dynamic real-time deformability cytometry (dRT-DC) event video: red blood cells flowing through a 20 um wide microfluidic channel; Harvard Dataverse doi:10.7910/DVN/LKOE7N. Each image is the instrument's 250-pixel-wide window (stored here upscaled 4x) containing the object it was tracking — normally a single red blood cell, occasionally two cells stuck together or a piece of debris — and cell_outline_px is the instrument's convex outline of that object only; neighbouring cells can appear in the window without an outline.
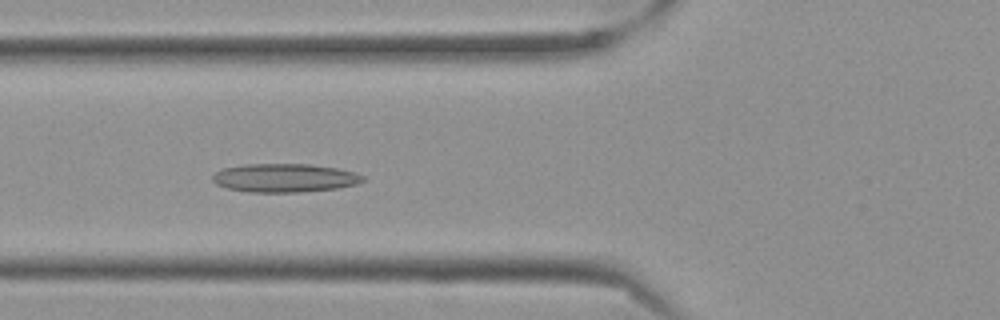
{"species": "Egyptian fruit bat (a non-hibernating species)", "species_latin": "Rousettus aegyptiacus", "temperature_condition": "cold", "stored_images_in_passage": 58, "camera_frame_rate_fps": 3000, "um_per_image_px": 0.085, "frame": {"image": 1, "passage_image": 22, "time_ms": 7.0, "image_size_px": [1000, 320], "cell_outline_px": [[364, 180], [356, 184], [336, 188], [300, 192], [248, 192], [228, 188], [216, 184], [212, 180], [212, 176], [216, 172], [224, 168], [244, 164], [308, 164], [336, 168], [356, 172], [364, 176]], "centroid_in_image_um": [24.18, 15.12], "position_along_channel_um": 101.6, "area_um2": 24.91}}
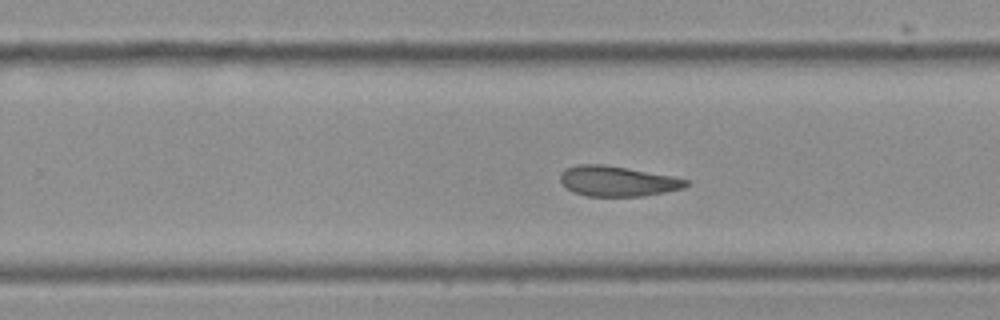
{"frame": {"image": 2, "passage_image": 37, "time_ms": 12.0, "image_size_px": [1000, 320], "cell_outline_px": [[688, 184], [684, 188], [644, 196], [588, 196], [572, 192], [560, 180], [560, 172], [564, 168], [576, 164], [600, 164], [672, 176], [688, 180]], "centroid_in_image_um": [52.44, 15.4], "position_along_channel_um": 277.4, "area_um2": 21.96}}
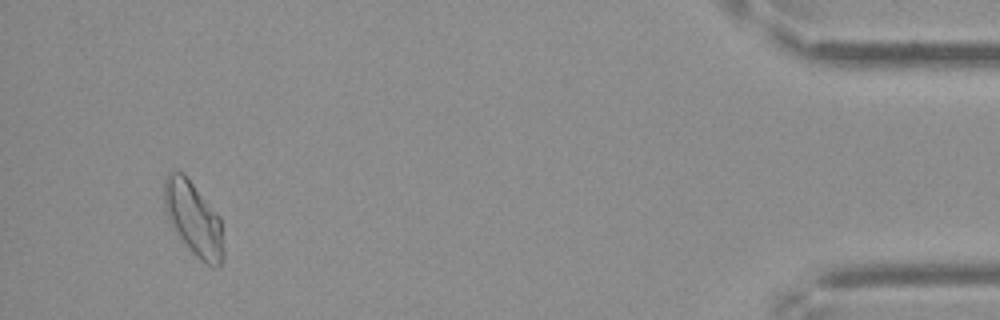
{"frame": {"image": 3, "passage_image": 55, "time_ms": 18.0, "image_size_px": [1000, 320], "cell_outline_px": [[224, 256], [220, 264], [216, 268], [212, 268], [200, 260], [192, 252], [176, 232], [168, 220], [164, 208], [164, 180], [168, 172], [184, 172], [220, 216], [224, 248]], "centroid_in_image_um": [16.47, 18.59], "position_along_channel_um": 418.7, "area_um2": 25.72}, "authors_computed_cell_mechanics": {"area_um2": 23.7558, "velocity_mm_per_s": 3.5051, "shape_relaxation_time_tau1_ms": null, "shape_relaxation_time_tau2_ms": 3.9445, "deformation_change_tau1": null, "deformation_change_tau2": 0.112}}